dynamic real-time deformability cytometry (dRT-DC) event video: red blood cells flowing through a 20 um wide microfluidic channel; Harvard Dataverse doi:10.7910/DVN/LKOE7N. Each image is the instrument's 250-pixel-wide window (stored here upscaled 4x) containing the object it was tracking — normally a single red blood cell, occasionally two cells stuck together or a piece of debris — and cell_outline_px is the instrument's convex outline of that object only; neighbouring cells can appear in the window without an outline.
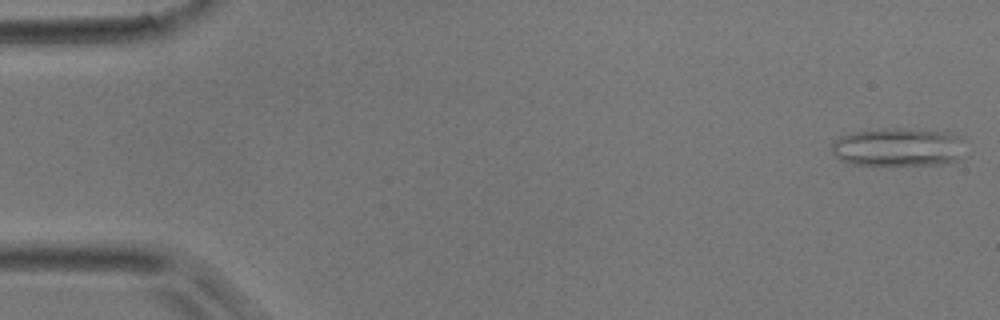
{"species": "common noctule bat (a hibernating species)", "species_latin": "Nyctalus noctula", "temperature_condition": "room temperature", "stored_images_in_passage": 45, "camera_frame_rate_fps": 3000, "um_per_image_px": 0.085, "animal": {"sex": "male", "body_mass_g": 17.9}, "frame": {"image": 1, "passage_image": 1, "time_ms": 0.0, "image_size_px": [1000, 320], "cell_outline_px": [[960, 156], [956, 160], [940, 164], [852, 164], [840, 160], [832, 152], [832, 144], [840, 136], [852, 132], [880, 128], [900, 128], [944, 132], [960, 136]], "centroid_in_image_um": [76.26, 12.49], "position_along_channel_um": 8.7, "area_um2": 29.3}}
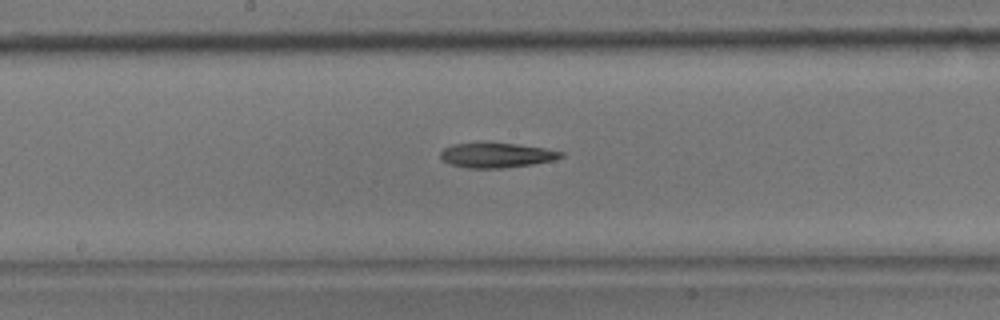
{"frame": {"image": 2, "passage_image": 23, "time_ms": 7.333, "image_size_px": [1000, 320], "cell_outline_px": [[564, 156], [556, 160], [532, 164], [500, 168], [468, 168], [448, 164], [440, 156], [440, 152], [444, 148], [452, 144], [480, 140], [484, 140], [516, 144], [544, 148], [564, 152]], "centroid_in_image_um": [42.16, 13.15], "position_along_channel_um": 206.0, "area_um2": 18.09}}
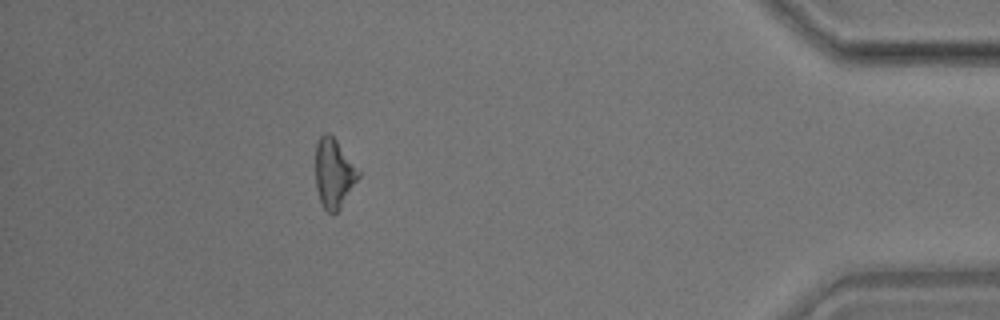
{"frame": {"image": 3, "passage_image": 40, "time_ms": 13.0, "image_size_px": [1000, 320], "cell_outline_px": [[360, 176], [340, 208], [336, 212], [328, 212], [320, 204], [316, 188], [316, 144], [320, 136], [324, 132], [328, 132], [336, 140], [360, 172]], "centroid_in_image_um": [28.36, 14.73], "position_along_channel_um": 406.8, "area_um2": 17.11}}